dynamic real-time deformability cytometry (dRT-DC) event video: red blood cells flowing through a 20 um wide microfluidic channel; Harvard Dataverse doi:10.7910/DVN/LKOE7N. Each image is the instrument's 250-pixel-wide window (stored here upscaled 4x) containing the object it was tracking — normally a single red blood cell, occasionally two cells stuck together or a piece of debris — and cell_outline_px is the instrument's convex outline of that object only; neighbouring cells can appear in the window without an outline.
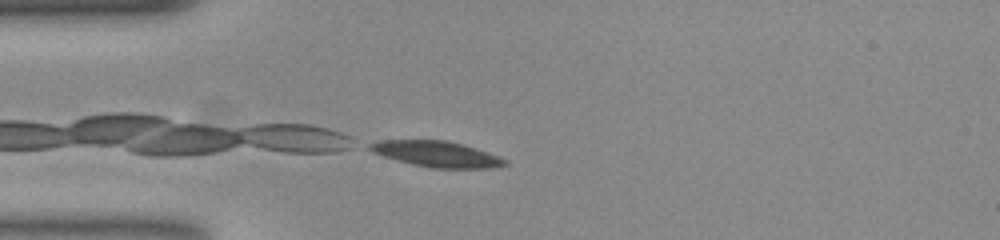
{"species": "common noctule bat (a hibernating species)", "species_latin": "Nyctalus noctula", "temperature_condition": "room temperature", "stored_images_in_passage": 3, "camera_frame_rate_fps": 3000, "um_per_image_px": 0.085, "animal": {"sex": "female", "body_mass_g": 23.0, "forearm_length_mm": 53.4}, "frame": {"image": 1, "passage_image": 3, "time_ms": 0.667, "image_size_px": [1000, 240], "cell_outline_px": [[508, 164], [484, 168], [432, 168], [412, 164], [384, 156], [372, 152], [364, 148], [368, 144], [380, 140], [448, 140], [464, 144], [500, 156], [508, 160]], "centroid_in_image_um": [37.09, 13.08], "position_along_channel_um": 47.9, "area_um2": 20.4}}